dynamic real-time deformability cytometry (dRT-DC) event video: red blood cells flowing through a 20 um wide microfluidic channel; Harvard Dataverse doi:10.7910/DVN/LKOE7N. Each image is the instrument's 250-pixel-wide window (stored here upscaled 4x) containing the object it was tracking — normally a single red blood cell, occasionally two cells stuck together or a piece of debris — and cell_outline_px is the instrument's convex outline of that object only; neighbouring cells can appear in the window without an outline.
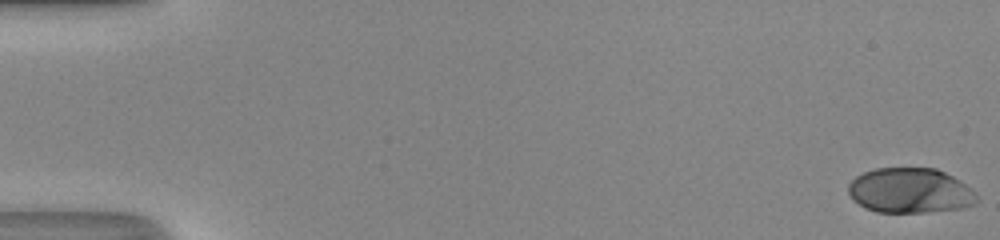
{"species": "human", "species_latin": "Homo sapiens", "temperature_condition": "room temperature", "stored_images_in_passage": 50, "camera_frame_rate_fps": 3000, "um_per_image_px": 0.085, "donor": {"sex": "male"}, "frame": {"image": 1, "passage_image": 1, "time_ms": 0.0, "image_size_px": [1000, 240], "cell_outline_px": [[976, 204], [960, 208], [924, 212], [876, 212], [864, 208], [852, 200], [848, 192], [848, 184], [856, 176], [864, 172], [876, 168], [936, 168], [960, 180], [972, 188], [976, 192]], "centroid_in_image_um": [77.34, 16.2], "position_along_channel_um": 7.7, "area_um2": 33.87}}
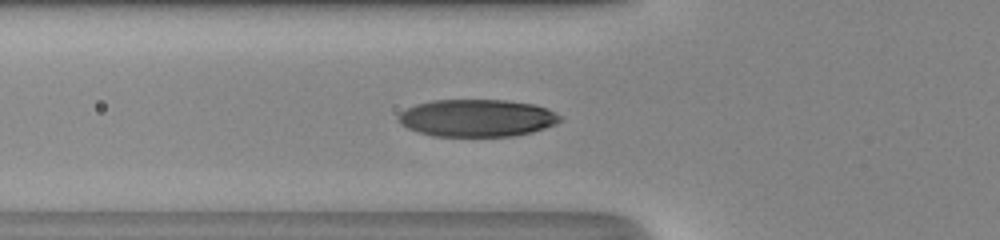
{"frame": {"image": 2, "passage_image": 19, "time_ms": 6.0, "image_size_px": [1000, 240], "cell_outline_px": [[560, 120], [556, 124], [532, 132], [512, 136], [432, 136], [408, 128], [400, 124], [396, 120], [396, 116], [404, 108], [416, 104], [432, 100], [508, 100], [536, 104], [548, 108], [560, 116]], "centroid_in_image_um": [40.51, 10.02], "position_along_channel_um": 85.3, "area_um2": 35.49}}
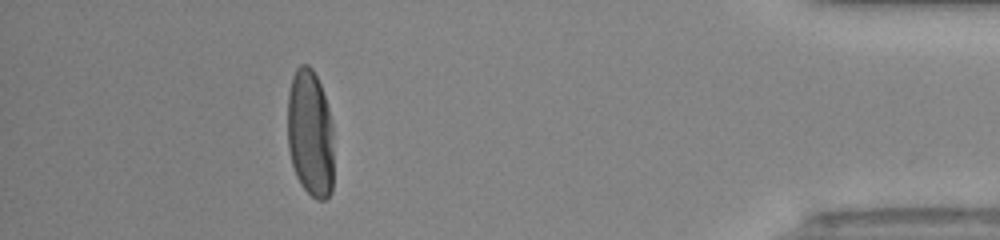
{"frame": {"image": 3, "passage_image": 45, "time_ms": 14.667, "image_size_px": [1000, 240], "cell_outline_px": [[332, 192], [324, 200], [316, 200], [300, 184], [296, 176], [292, 164], [288, 148], [288, 92], [292, 76], [296, 68], [300, 64], [308, 64], [312, 68], [320, 84], [328, 108], [332, 124]], "centroid_in_image_um": [26.35, 11.33], "position_along_channel_um": 408.8, "area_um2": 34.39}, "authors_computed_cell_mechanics": {"area_um2": 35.3447, "velocity_mm_per_s": 4.3123, "shape_relaxation_time_tau1_ms": 2.7808, "shape_relaxation_time_tau2_ms": null, "deformation_change_tau1": 0.1987, "deformation_change_tau2": null}}